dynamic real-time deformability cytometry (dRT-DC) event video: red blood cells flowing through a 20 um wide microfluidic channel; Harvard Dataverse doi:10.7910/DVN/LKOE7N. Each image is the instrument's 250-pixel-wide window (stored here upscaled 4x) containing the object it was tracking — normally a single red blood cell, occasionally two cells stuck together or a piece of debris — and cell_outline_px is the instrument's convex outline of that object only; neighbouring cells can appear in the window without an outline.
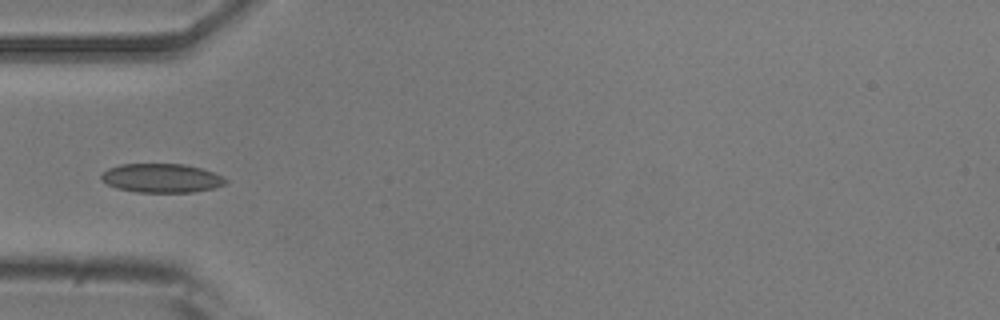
{"species": "common noctule bat (a hibernating species)", "species_latin": "Nyctalus noctula", "temperature_condition": "room temperature", "stored_images_in_passage": 5, "camera_frame_rate_fps": 3000, "um_per_image_px": 0.085, "animal": {"sex": "male", "body_mass_g": 20.5, "forearm_length_mm": 52.5}, "frame": {"image": 1, "passage_image": 5, "time_ms": 5.333, "image_size_px": [1000, 320], "cell_outline_px": [[228, 180], [224, 184], [212, 188], [192, 192], [136, 192], [116, 188], [100, 180], [100, 176], [108, 168], [120, 164], [184, 164], [200, 168], [224, 176]], "centroid_in_image_um": [13.7, 15.14], "position_along_channel_um": 71.3, "area_um2": 20.92}}